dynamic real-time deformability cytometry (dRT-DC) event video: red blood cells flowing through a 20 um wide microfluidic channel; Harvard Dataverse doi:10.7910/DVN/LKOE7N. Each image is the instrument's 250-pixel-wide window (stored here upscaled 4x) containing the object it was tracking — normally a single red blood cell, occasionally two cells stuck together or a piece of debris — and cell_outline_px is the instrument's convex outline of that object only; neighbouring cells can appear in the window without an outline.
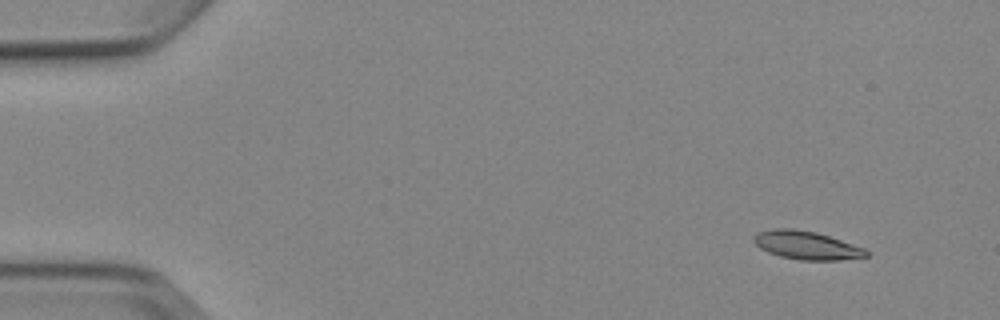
{"species": "Egyptian fruit bat (a non-hibernating species)", "species_latin": "Rousettus aegyptiacus", "temperature_condition": "cold", "stored_images_in_passage": 6, "camera_frame_rate_fps": 3000, "um_per_image_px": 0.085, "animal": {"sex": "female"}, "frame": {"image": 1, "passage_image": 2, "time_ms": 1.333, "image_size_px": [1000, 320], "cell_outline_px": [[868, 256], [840, 260], [800, 260], [780, 256], [768, 252], [760, 248], [752, 240], [752, 236], [760, 232], [776, 228], [792, 228], [816, 232], [864, 248], [868, 252]], "centroid_in_image_um": [68.53, 20.85], "position_along_channel_um": 16.5, "area_um2": 18.38}}